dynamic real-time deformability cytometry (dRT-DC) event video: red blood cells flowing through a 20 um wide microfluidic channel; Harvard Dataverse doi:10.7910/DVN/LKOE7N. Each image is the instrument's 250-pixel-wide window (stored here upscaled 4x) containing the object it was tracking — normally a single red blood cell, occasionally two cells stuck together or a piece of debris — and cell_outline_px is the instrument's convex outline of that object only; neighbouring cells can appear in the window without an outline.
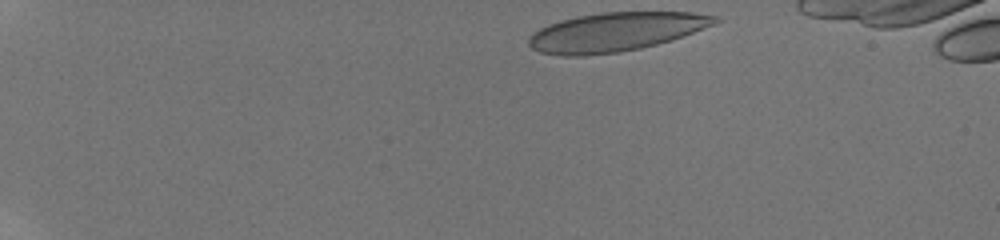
{"species": "human", "species_latin": "Homo sapiens", "temperature_condition": "room temperature", "stored_images_in_passage": 44, "camera_frame_rate_fps": 3000, "um_per_image_px": 0.085, "donor": {"sex": "male"}, "frame": {"image": 1, "passage_image": 1, "time_ms": 0.0, "image_size_px": [1000, 240], "cell_outline_px": [[720, 20], [712, 24], [672, 40], [640, 48], [620, 52], [584, 56], [564, 56], [540, 52], [532, 48], [528, 44], [528, 36], [532, 32], [548, 24], [560, 20], [576, 16], [600, 12], [692, 12], [720, 16]], "centroid_in_image_um": [52.28, 2.71], "position_along_channel_um": 32.7, "area_um2": 42.19}}
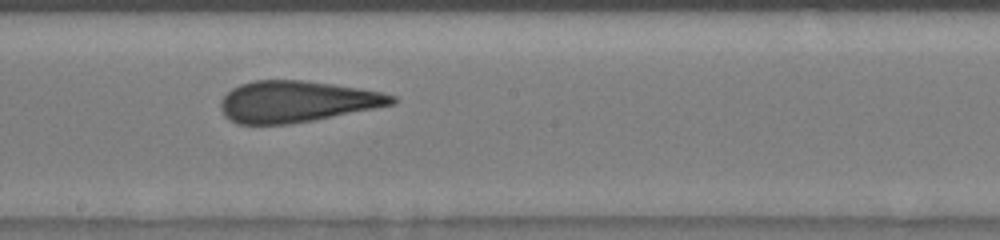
{"frame": {"image": 2, "passage_image": 24, "time_ms": 7.667, "image_size_px": [1000, 240], "cell_outline_px": [[396, 104], [312, 120], [288, 124], [236, 124], [228, 120], [224, 116], [220, 108], [220, 100], [232, 88], [240, 84], [252, 80], [300, 80], [332, 84], [380, 92], [396, 96]], "centroid_in_image_um": [25.16, 8.63], "position_along_channel_um": 223.0, "area_um2": 41.1}}
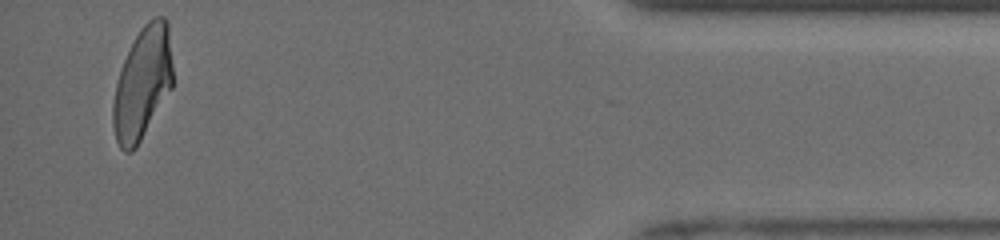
{"frame": {"image": 3, "passage_image": 43, "time_ms": 14.0, "image_size_px": [1000, 240], "cell_outline_px": [[172, 88], [136, 148], [132, 152], [124, 152], [120, 148], [116, 140], [112, 124], [112, 104], [116, 84], [124, 60], [140, 28], [148, 20], [156, 16], [164, 16], [168, 20], [172, 64]], "centroid_in_image_um": [12.11, 7.09], "position_along_channel_um": 423.1, "area_um2": 39.07}, "authors_computed_cell_mechanics": {"area_um2": 41.6738, "velocity_mm_per_s": 3.942, "shape_relaxation_time_tau1_ms": null, "shape_relaxation_time_tau2_ms": 1.4476, "deformation_change_tau1": null, "deformation_change_tau2": 0.0925}}